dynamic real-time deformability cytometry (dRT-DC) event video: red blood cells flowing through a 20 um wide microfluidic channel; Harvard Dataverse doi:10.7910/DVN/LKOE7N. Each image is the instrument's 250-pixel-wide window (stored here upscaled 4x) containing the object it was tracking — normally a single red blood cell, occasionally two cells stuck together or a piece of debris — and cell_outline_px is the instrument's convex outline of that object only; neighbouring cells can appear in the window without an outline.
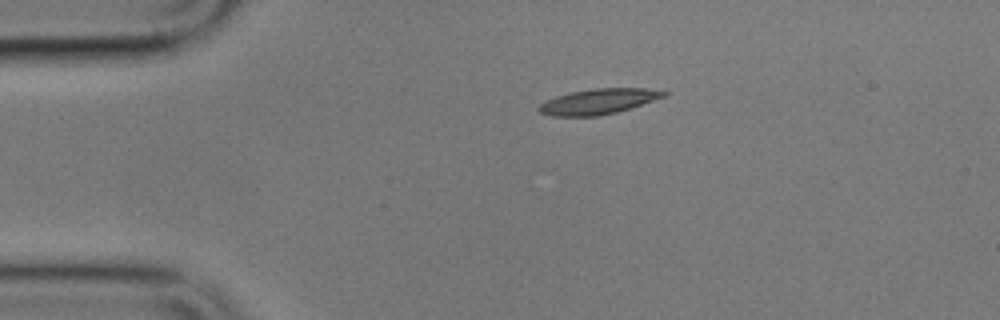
{"species": "common noctule bat (a hibernating species)", "species_latin": "Nyctalus noctula", "temperature_condition": "cold", "stored_images_in_passage": 4, "camera_frame_rate_fps": 3000, "um_per_image_px": 0.085, "animal": {"sex": "male", "body_mass_g": 17.9}, "frame": {"image": 1, "passage_image": 1, "time_ms": 0.0, "image_size_px": [1000, 320], "cell_outline_px": [[668, 92], [664, 96], [616, 112], [596, 116], [552, 116], [540, 112], [536, 108], [540, 104], [556, 96], [572, 92], [596, 88], [644, 88]], "centroid_in_image_um": [50.8, 8.62], "position_along_channel_um": 34.2, "area_um2": 17.98}}
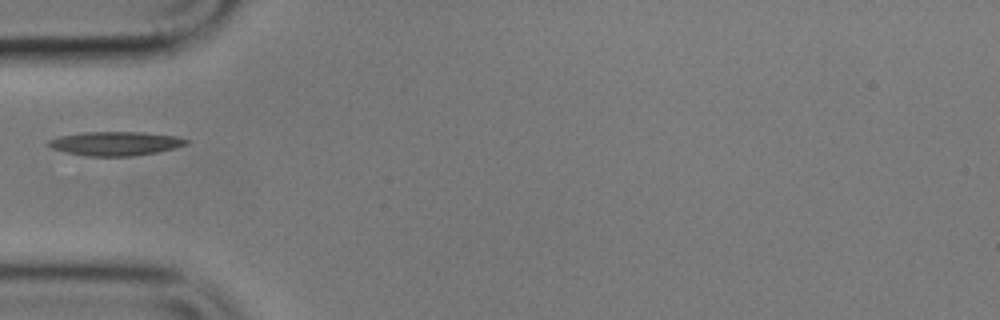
{"frame": {"image": 2, "passage_image": 3, "time_ms": 2.333, "image_size_px": [1000, 320], "cell_outline_px": [[188, 144], [156, 152], [132, 156], [88, 156], [64, 152], [52, 148], [44, 144], [48, 140], [60, 136], [84, 132], [144, 132], [176, 136], [188, 140]], "centroid_in_image_um": [9.76, 12.19], "position_along_channel_um": 75.2, "area_um2": 19.19}}
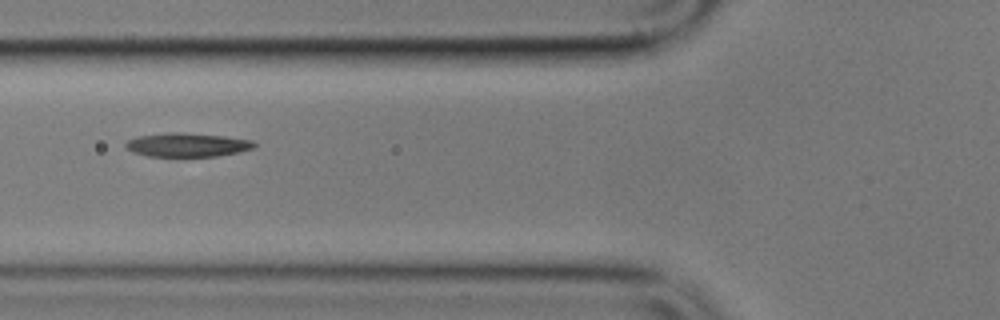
{"frame": {"image": 3, "passage_image": 4, "time_ms": 3.333, "image_size_px": [1000, 320], "cell_outline_px": [[256, 148], [240, 152], [216, 156], [148, 156], [132, 152], [124, 148], [124, 144], [128, 140], [140, 136], [168, 132], [176, 132], [224, 136], [252, 140], [256, 144]], "centroid_in_image_um": [15.92, 12.31], "position_along_channel_um": 109.9, "area_um2": 17.86}}